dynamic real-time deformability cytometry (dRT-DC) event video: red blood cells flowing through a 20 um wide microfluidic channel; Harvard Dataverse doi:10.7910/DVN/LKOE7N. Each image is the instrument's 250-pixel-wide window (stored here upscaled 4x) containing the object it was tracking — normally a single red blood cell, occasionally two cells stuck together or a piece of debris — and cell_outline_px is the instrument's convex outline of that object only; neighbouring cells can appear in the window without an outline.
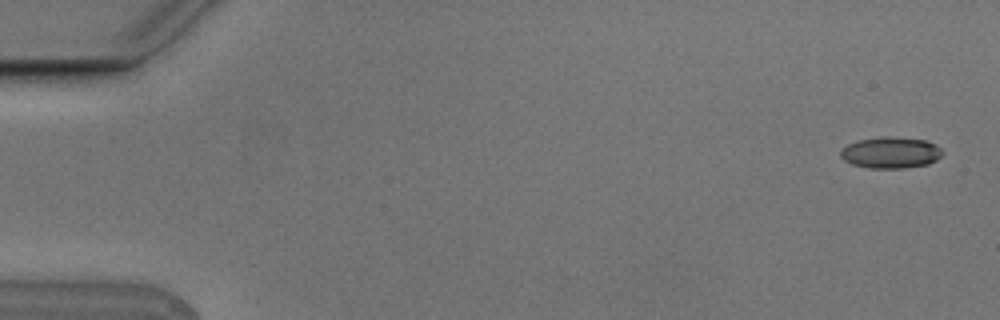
{"species": "Egyptian fruit bat (a non-hibernating species)", "species_latin": "Rousettus aegyptiacus", "temperature_condition": "cold", "stored_images_in_passage": 6, "segment_of_instrument_passage": [1, 2], "camera_frame_rate_fps": 3000, "um_per_image_px": 0.085, "animal": {"sex": "male"}, "frame": {"image": 1, "passage_image": 1, "time_ms": 0.0, "image_size_px": [1000, 320], "cell_outline_px": [[944, 152], [936, 160], [928, 164], [904, 168], [868, 168], [852, 164], [844, 160], [840, 156], [840, 152], [848, 144], [860, 140], [888, 136], [928, 140], [936, 144]], "centroid_in_image_um": [75.74, 12.97], "position_along_channel_um": 9.3, "area_um2": 18.55}}
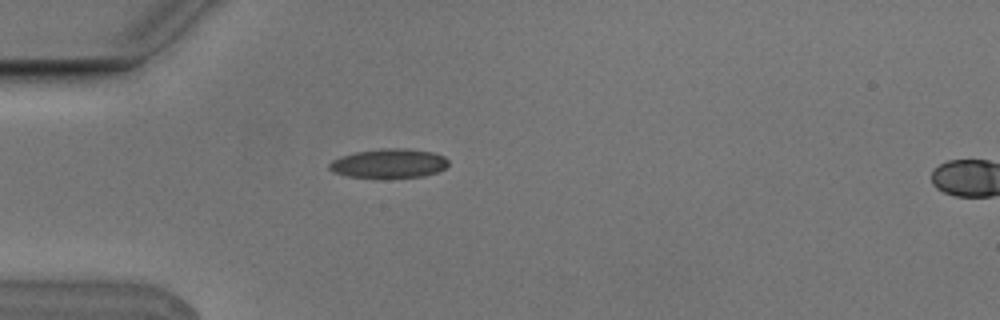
{"frame": {"image": 2, "passage_image": 5, "time_ms": 1.333, "image_size_px": [1000, 320], "cell_outline_px": [[448, 164], [444, 168], [436, 172], [424, 176], [348, 176], [332, 172], [328, 168], [328, 164], [332, 160], [340, 156], [356, 152], [380, 148], [408, 148], [432, 152], [444, 156], [448, 160]], "centroid_in_image_um": [33.04, 13.85], "position_along_channel_um": 52.0, "area_um2": 19.88}}